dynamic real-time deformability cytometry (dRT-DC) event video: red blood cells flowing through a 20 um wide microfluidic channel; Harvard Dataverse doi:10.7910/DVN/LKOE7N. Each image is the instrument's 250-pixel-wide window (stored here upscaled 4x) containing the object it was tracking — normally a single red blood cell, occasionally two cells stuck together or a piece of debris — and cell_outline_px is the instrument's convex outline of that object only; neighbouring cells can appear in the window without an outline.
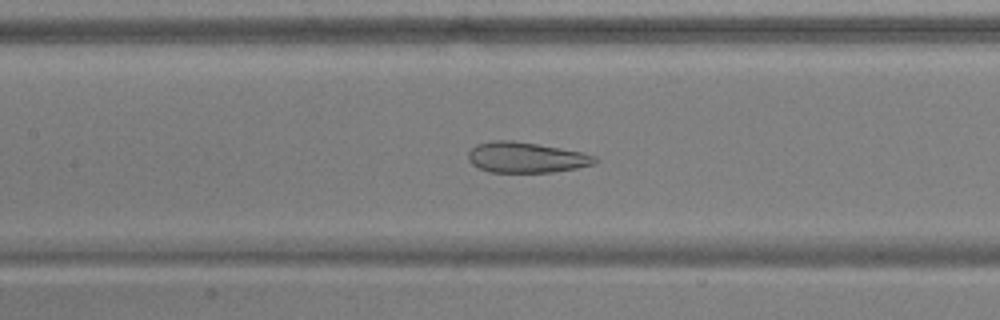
{"species": "common noctule bat (a hibernating species)", "species_latin": "Nyctalus noctula", "temperature_condition": "warm", "stored_images_in_passage": 44, "camera_frame_rate_fps": 3000, "um_per_image_px": 0.085, "animal": {"sex": "male", "body_mass_g": 17.9, "forearm_length_mm": 54.2}, "frame": {"image": 1, "passage_image": 16, "time_ms": 5.0, "image_size_px": [1000, 320], "cell_outline_px": [[596, 164], [576, 168], [552, 172], [488, 172], [472, 164], [468, 160], [468, 152], [476, 144], [492, 140], [512, 140], [560, 148], [580, 152], [596, 156]], "centroid_in_image_um": [44.69, 13.38], "position_along_channel_um": 162.7, "area_um2": 22.48}}
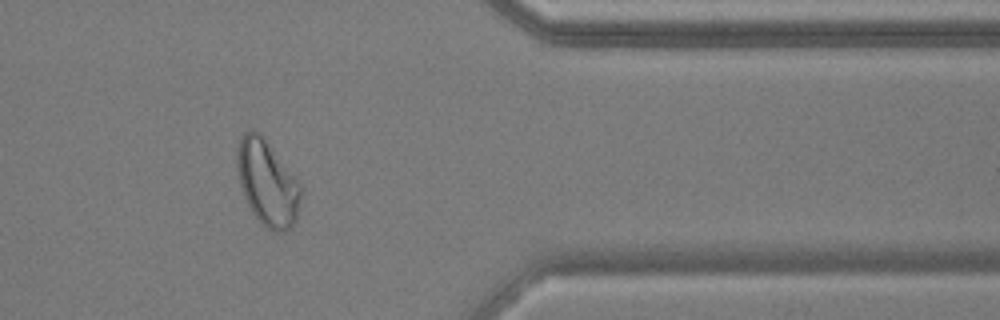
{"frame": {"image": 2, "passage_image": 35, "time_ms": 11.333, "image_size_px": [1000, 320], "cell_outline_px": [[300, 196], [296, 220], [284, 232], [276, 232], [268, 228], [252, 212], [244, 196], [240, 184], [236, 168], [236, 152], [240, 140], [244, 132], [252, 128], [260, 132], [300, 184]], "centroid_in_image_um": [22.68, 15.51], "position_along_channel_um": 388.7, "area_um2": 31.27}}
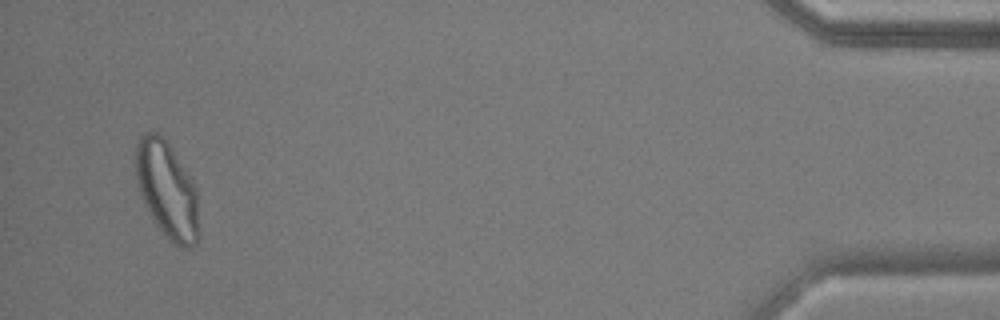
{"frame": {"image": 3, "passage_image": 42, "time_ms": 13.667, "image_size_px": [1000, 320], "cell_outline_px": [[200, 240], [196, 244], [188, 248], [184, 248], [168, 240], [156, 224], [144, 204], [136, 180], [136, 148], [140, 136], [144, 132], [160, 132], [164, 136], [192, 180], [196, 188], [200, 232]], "centroid_in_image_um": [14.22, 16.16], "position_along_channel_um": 421.0, "area_um2": 35.89}, "authors_computed_cell_mechanics": {"area_um2": 29.1601, "velocity_mm_per_s": 3.8323, "shape_relaxation_time_tau1_ms": null, "shape_relaxation_time_tau2_ms": 0.9341, "deformation_change_tau1": null, "deformation_change_tau2": 0.082}}